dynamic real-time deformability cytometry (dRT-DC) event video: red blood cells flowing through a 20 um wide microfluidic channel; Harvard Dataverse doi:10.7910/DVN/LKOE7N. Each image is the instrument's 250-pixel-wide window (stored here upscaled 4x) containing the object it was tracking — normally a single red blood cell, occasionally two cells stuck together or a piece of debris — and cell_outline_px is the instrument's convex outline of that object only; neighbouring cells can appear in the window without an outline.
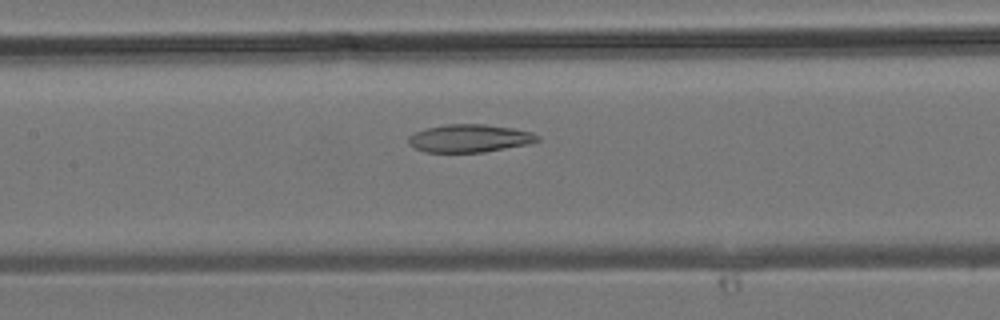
{"species": "common noctule bat (a hibernating species)", "species_latin": "Nyctalus noctula", "temperature_condition": "room temperature", "stored_images_in_passage": 26, "camera_frame_rate_fps": 3000, "um_per_image_px": 0.085, "animal": {"sex": "male", "body_mass_g": 19.2, "forearm_length_mm": 51.8}, "frame": {"image": 1, "passage_image": 13, "time_ms": 4.0, "image_size_px": [1000, 320], "cell_outline_px": [[540, 140], [528, 144], [484, 152], [428, 152], [416, 148], [408, 144], [408, 136], [416, 132], [428, 128], [444, 124], [484, 124], [512, 128], [532, 132], [540, 136]], "centroid_in_image_um": [39.93, 11.75], "position_along_channel_um": 167.5, "area_um2": 20.87}}
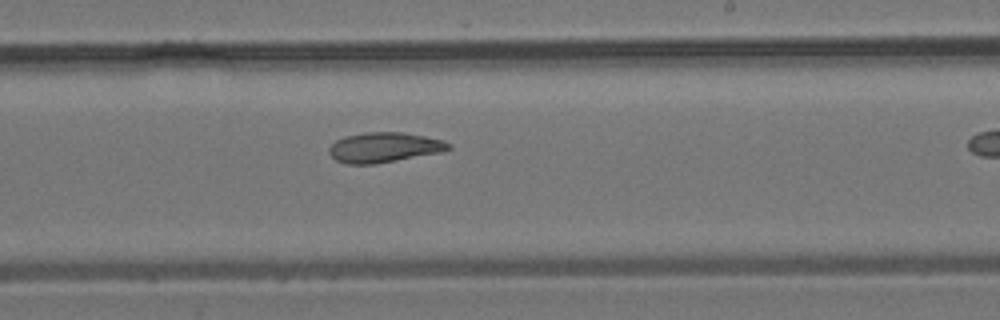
{"frame": {"image": 2, "passage_image": 18, "time_ms": 5.667, "image_size_px": [1000, 320], "cell_outline_px": [[452, 148], [440, 152], [376, 164], [348, 164], [336, 160], [328, 152], [328, 148], [336, 140], [344, 136], [364, 132], [404, 132], [444, 140], [452, 144]], "centroid_in_image_um": [32.65, 12.52], "position_along_channel_um": 256.3, "area_um2": 20.98}}
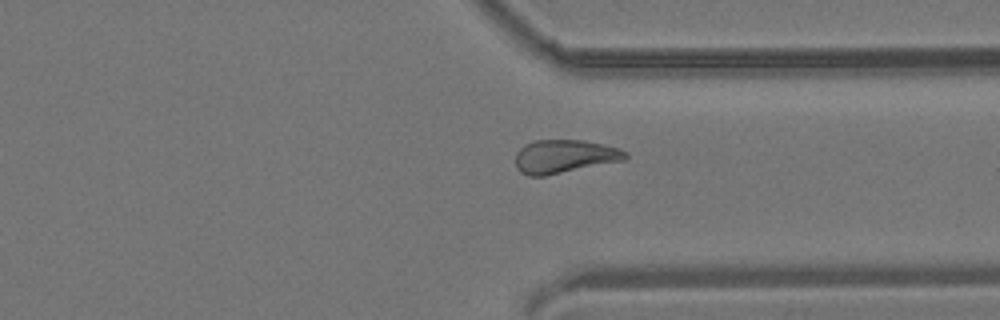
{"frame": {"image": 3, "passage_image": 24, "time_ms": 7.667, "image_size_px": [1000, 320], "cell_outline_px": [[628, 156], [624, 160], [544, 176], [528, 176], [520, 172], [516, 168], [516, 152], [524, 144], [532, 140], [584, 140], [604, 144], [620, 148], [628, 152]], "centroid_in_image_um": [47.96, 13.28], "position_along_channel_um": 363.4, "area_um2": 21.56}}